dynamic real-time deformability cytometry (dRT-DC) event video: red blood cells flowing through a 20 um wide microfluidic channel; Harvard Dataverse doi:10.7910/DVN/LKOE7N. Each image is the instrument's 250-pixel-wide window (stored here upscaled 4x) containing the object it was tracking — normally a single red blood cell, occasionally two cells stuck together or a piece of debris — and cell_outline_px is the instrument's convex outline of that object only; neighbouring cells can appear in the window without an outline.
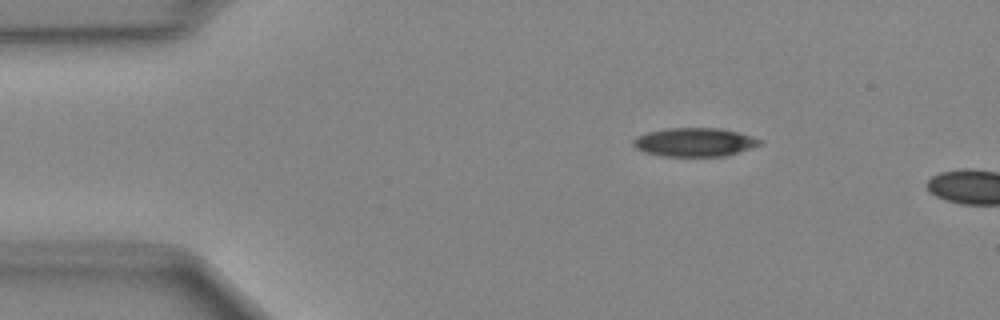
{"species": "Egyptian fruit bat (a non-hibernating species)", "species_latin": "Rousettus aegyptiacus", "temperature_condition": "cold", "stored_images_in_passage": 4, "camera_frame_rate_fps": 3000, "um_per_image_px": 0.085, "animal": {"sex": "female"}, "frame": {"image": 1, "passage_image": 1, "time_ms": 0.0, "image_size_px": [1000, 320], "cell_outline_px": [[764, 144], [724, 156], [660, 156], [644, 152], [636, 148], [632, 144], [632, 140], [636, 136], [648, 132], [664, 128], [720, 128], [752, 136], [764, 140]], "centroid_in_image_um": [59.03, 12.08], "position_along_channel_um": 26.0, "area_um2": 21.27}}